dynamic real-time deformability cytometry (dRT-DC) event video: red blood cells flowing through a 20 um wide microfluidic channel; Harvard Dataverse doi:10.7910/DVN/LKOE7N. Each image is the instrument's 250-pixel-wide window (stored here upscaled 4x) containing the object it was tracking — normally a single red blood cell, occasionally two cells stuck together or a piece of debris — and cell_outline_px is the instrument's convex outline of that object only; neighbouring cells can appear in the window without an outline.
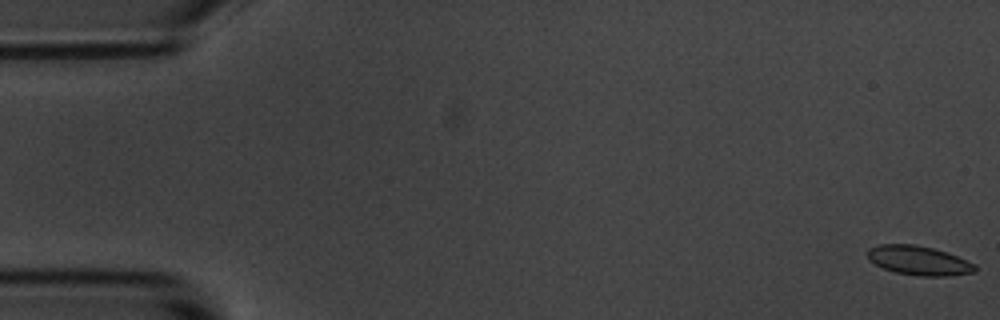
{"species": "common noctule bat (a hibernating species)", "species_latin": "Nyctalus noctula", "temperature_condition": "room temperature", "stored_images_in_passage": 56, "camera_frame_rate_fps": 3000, "um_per_image_px": 0.085, "animal": {"sex": "male", "body_mass_g": 20.1, "forearm_length_mm": 53.5}, "frame": {"image": 1, "passage_image": 1, "time_ms": 0.0, "image_size_px": [1000, 320], "cell_outline_px": [[976, 272], [948, 276], [916, 276], [896, 272], [884, 268], [868, 260], [868, 248], [880, 244], [916, 244], [948, 252], [976, 264]], "centroid_in_image_um": [78.12, 22.14], "position_along_channel_um": 6.9, "area_um2": 18.44}}
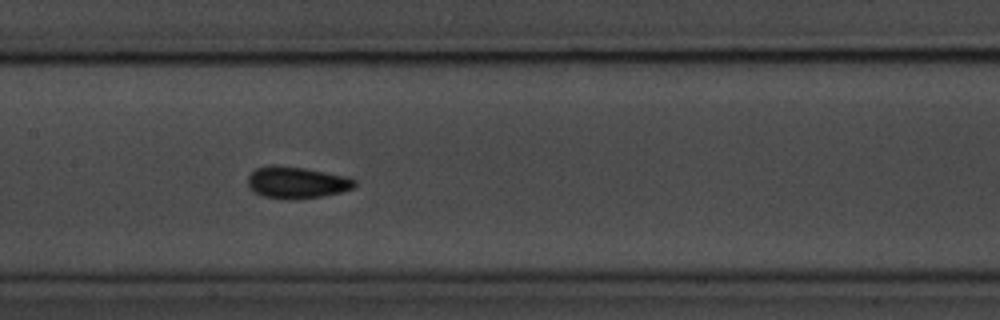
{"frame": {"image": 2, "passage_image": 27, "time_ms": 8.667, "image_size_px": [1000, 320], "cell_outline_px": [[356, 184], [352, 188], [340, 192], [324, 196], [292, 200], [288, 200], [264, 196], [248, 188], [248, 176], [256, 168], [272, 164], [276, 164], [304, 168], [348, 176], [356, 180]], "centroid_in_image_um": [25.21, 15.51], "position_along_channel_um": 182.2, "area_um2": 19.94}}
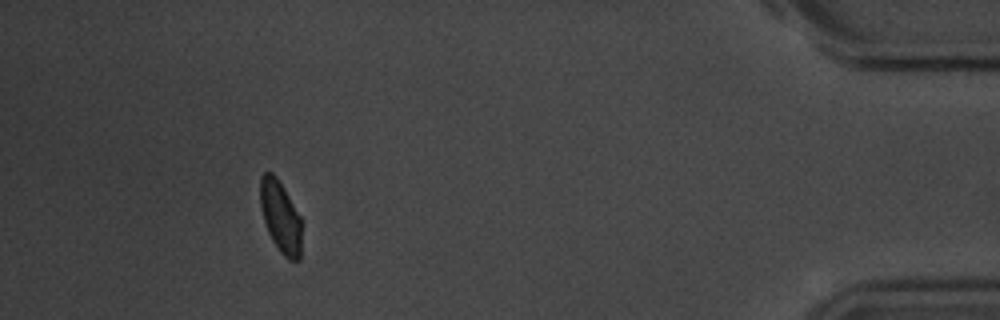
{"frame": {"image": 3, "passage_image": 51, "time_ms": 16.667, "image_size_px": [1000, 320], "cell_outline_px": [[300, 260], [288, 260], [280, 252], [272, 240], [268, 232], [264, 220], [260, 204], [260, 176], [264, 172], [272, 172], [276, 176], [284, 188], [300, 216]], "centroid_in_image_um": [23.82, 18.4], "position_along_channel_um": 411.4, "area_um2": 17.17}, "authors_computed_cell_mechanics": {"area_um2": 18.2937, "velocity_mm_per_s": 3.6299, "shape_relaxation_time_tau1_ms": 2.4433, "shape_relaxation_time_tau2_ms": 1.3272, "deformation_change_tau1": 0.0955, "deformation_change_tau2": 0.0683}}